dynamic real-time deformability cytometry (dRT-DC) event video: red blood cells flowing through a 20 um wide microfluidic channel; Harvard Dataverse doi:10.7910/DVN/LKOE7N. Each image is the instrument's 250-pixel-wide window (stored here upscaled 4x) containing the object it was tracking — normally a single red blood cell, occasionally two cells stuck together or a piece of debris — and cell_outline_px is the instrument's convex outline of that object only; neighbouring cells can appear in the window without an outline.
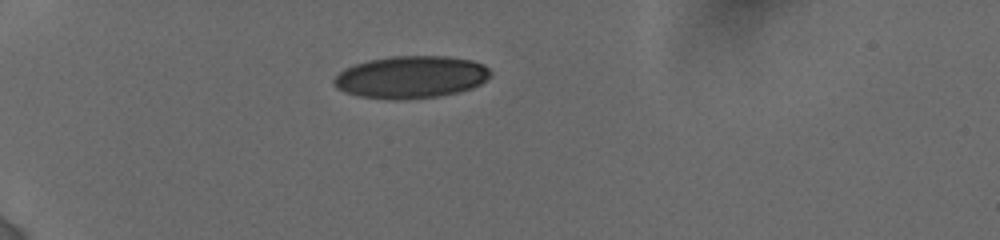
{"species": "human", "species_latin": "Homo sapiens", "temperature_condition": "cold", "stored_images_in_passage": 4, "camera_frame_rate_fps": 3000, "um_per_image_px": 0.085, "donor": {"sex": "female"}, "frame": {"image": 1, "passage_image": 1, "time_ms": 0.0, "image_size_px": [1000, 240], "cell_outline_px": [[492, 76], [488, 80], [472, 88], [460, 92], [440, 96], [400, 100], [392, 100], [360, 96], [344, 92], [336, 88], [332, 84], [332, 80], [344, 68], [368, 60], [392, 56], [448, 56], [472, 60], [484, 64], [492, 72]], "centroid_in_image_um": [34.96, 6.55], "position_along_channel_um": 50.0, "area_um2": 39.07}}